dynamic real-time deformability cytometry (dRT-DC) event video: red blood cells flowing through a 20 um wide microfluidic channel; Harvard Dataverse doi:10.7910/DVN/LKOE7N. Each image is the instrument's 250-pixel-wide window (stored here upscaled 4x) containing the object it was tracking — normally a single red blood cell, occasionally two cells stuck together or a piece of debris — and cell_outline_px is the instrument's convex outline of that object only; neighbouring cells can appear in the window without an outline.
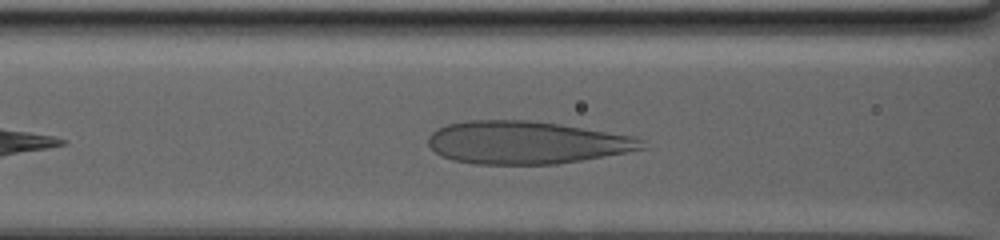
{"species": "human", "species_latin": "Homo sapiens", "temperature_condition": "warm", "stored_images_in_passage": 40, "camera_frame_rate_fps": 3000, "um_per_image_px": 0.085, "donor": {"sex": "male"}, "frame": {"image": 1, "passage_image": 11, "time_ms": 4.0, "image_size_px": [1000, 240], "cell_outline_px": [[648, 148], [628, 152], [556, 164], [476, 164], [452, 160], [440, 156], [428, 144], [428, 136], [436, 128], [448, 124], [468, 120], [528, 120], [560, 124], [636, 136], [644, 140]], "centroid_in_image_um": [44.75, 12.11], "position_along_channel_um": 121.8, "area_um2": 53.52}}
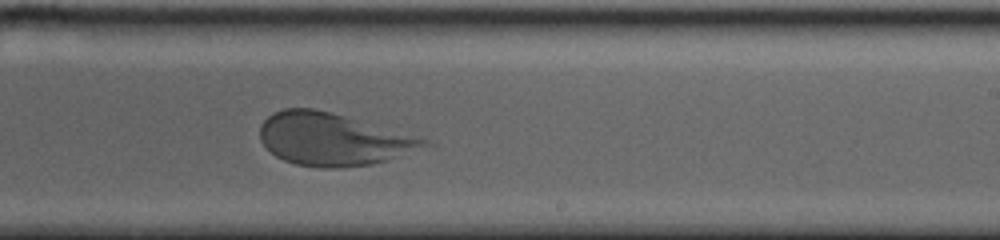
{"frame": {"image": 2, "passage_image": 22, "time_ms": 9.333, "image_size_px": [1000, 240], "cell_outline_px": [[436, 144], [388, 160], [372, 164], [340, 168], [324, 168], [296, 164], [284, 160], [276, 156], [260, 140], [260, 124], [268, 116], [284, 108], [312, 108], [328, 112], [428, 140]], "centroid_in_image_um": [28.28, 11.86], "position_along_channel_um": 260.7, "area_um2": 49.42}}
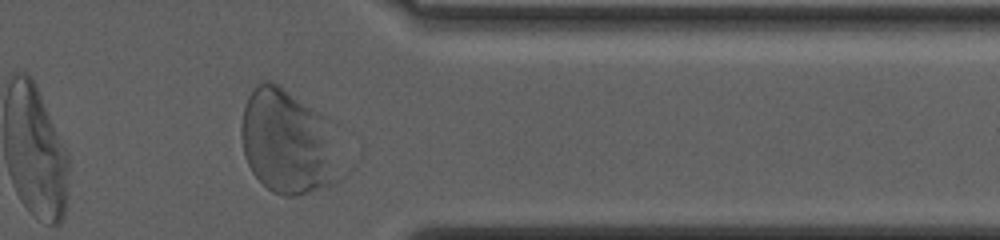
{"frame": {"image": 3, "passage_image": 37, "time_ms": 14.333, "image_size_px": [1000, 240], "cell_outline_px": [[356, 164], [348, 176], [336, 184], [296, 196], [284, 196], [272, 192], [252, 172], [244, 156], [240, 136], [240, 128], [244, 108], [248, 96], [256, 84], [264, 80], [272, 80], [280, 84], [316, 112], [320, 116]], "centroid_in_image_um": [24.65, 12.16], "position_along_channel_um": 386.7, "area_um2": 63.29}}